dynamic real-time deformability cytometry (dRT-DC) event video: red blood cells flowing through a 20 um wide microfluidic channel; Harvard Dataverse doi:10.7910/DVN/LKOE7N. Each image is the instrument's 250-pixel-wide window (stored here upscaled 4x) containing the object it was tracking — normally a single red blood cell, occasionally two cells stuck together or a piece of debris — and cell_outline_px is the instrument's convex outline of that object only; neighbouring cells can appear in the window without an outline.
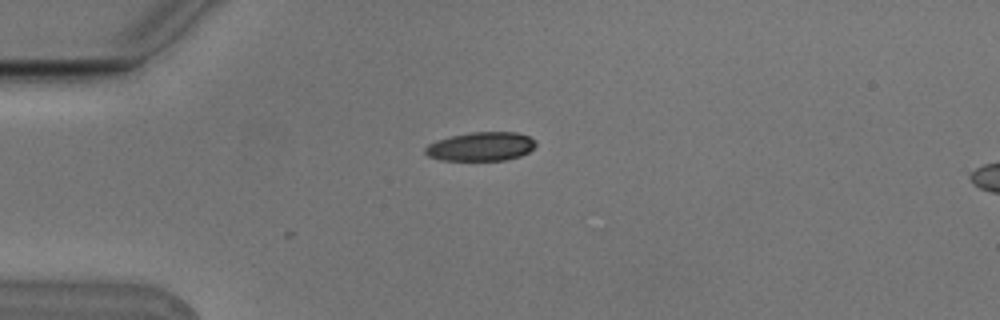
{"species": "Egyptian fruit bat (a non-hibernating species)", "species_latin": "Rousettus aegyptiacus", "temperature_condition": "cold", "stored_images_in_passage": 2, "segment_of_instrument_passage": [1, 2], "camera_frame_rate_fps": 3000, "um_per_image_px": 0.085, "animal": {"sex": "male"}, "frame": {"image": 1, "passage_image": 1, "time_ms": 0.0, "image_size_px": [1000, 320], "cell_outline_px": [[536, 144], [528, 152], [520, 156], [504, 160], [440, 160], [428, 156], [424, 152], [424, 148], [428, 144], [436, 140], [452, 136], [472, 132], [516, 132], [528, 136], [536, 140]], "centroid_in_image_um": [40.86, 12.45], "position_along_channel_um": 44.1, "area_um2": 18.55}}